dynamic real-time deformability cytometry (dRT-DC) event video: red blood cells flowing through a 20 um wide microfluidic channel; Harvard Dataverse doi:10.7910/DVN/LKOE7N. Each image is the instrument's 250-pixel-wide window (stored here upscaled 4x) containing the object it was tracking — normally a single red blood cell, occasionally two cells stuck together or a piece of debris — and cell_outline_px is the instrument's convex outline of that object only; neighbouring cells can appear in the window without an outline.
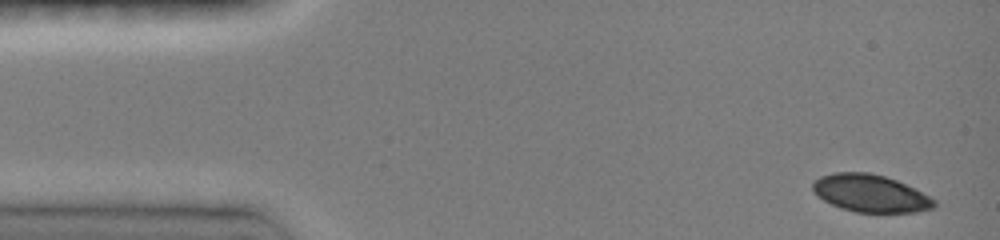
{"species": "common noctule bat (a hibernating species)", "species_latin": "Nyctalus noctula", "temperature_condition": "room temperature", "stored_images_in_passage": 26, "camera_frame_rate_fps": 3000, "um_per_image_px": 0.085, "animal": {"sex": "female", "body_mass_g": 19.0, "forearm_length_mm": 51.5}, "frame": {"image": 1, "passage_image": 1, "time_ms": 0.0, "image_size_px": [1000, 240], "cell_outline_px": [[936, 204], [932, 208], [916, 212], [856, 212], [840, 208], [824, 200], [812, 188], [812, 180], [820, 176], [832, 172], [868, 172], [884, 176], [896, 180], [936, 200]], "centroid_in_image_um": [73.95, 16.42], "position_along_channel_um": 11.1, "area_um2": 26.24}}
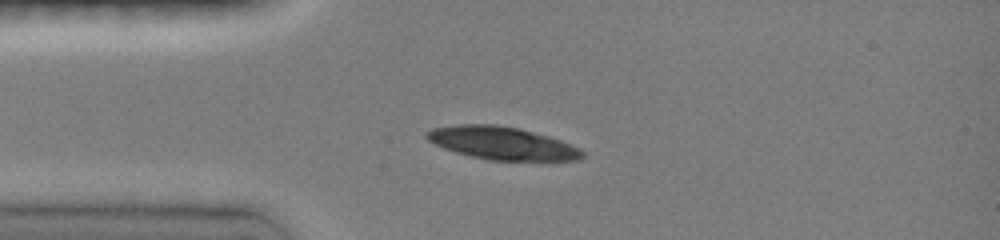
{"frame": {"image": 2, "passage_image": 10, "time_ms": 3.0, "image_size_px": [1000, 240], "cell_outline_px": [[584, 156], [580, 160], [488, 160], [456, 152], [444, 148], [428, 140], [424, 136], [432, 128], [456, 124], [496, 124], [516, 128], [548, 136], [560, 140], [580, 148], [584, 152]], "centroid_in_image_um": [42.67, 12.17], "position_along_channel_um": 42.3, "area_um2": 29.48}}